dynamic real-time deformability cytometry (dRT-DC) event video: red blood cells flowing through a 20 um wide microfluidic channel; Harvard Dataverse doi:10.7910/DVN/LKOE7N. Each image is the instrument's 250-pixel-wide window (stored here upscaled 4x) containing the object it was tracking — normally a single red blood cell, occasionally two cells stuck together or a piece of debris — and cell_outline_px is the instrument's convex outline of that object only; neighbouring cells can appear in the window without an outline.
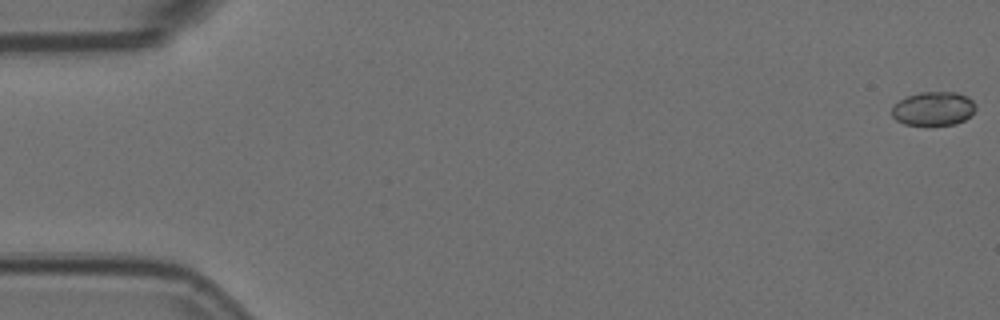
{"species": "Egyptian fruit bat (a non-hibernating species)", "species_latin": "Rousettus aegyptiacus", "temperature_condition": "room temperature", "stored_images_in_passage": 4, "camera_frame_rate_fps": 3000, "um_per_image_px": 0.085, "animal": {"sex": "female"}, "frame": {"image": 1, "passage_image": 1, "time_ms": 0.0, "image_size_px": [1000, 320], "cell_outline_px": [[976, 108], [964, 120], [956, 124], [904, 124], [896, 120], [892, 116], [892, 108], [900, 100], [908, 96], [920, 92], [956, 92], [968, 96], [976, 104]], "centroid_in_image_um": [79.36, 9.22], "position_along_channel_um": 5.6, "area_um2": 16.3}}
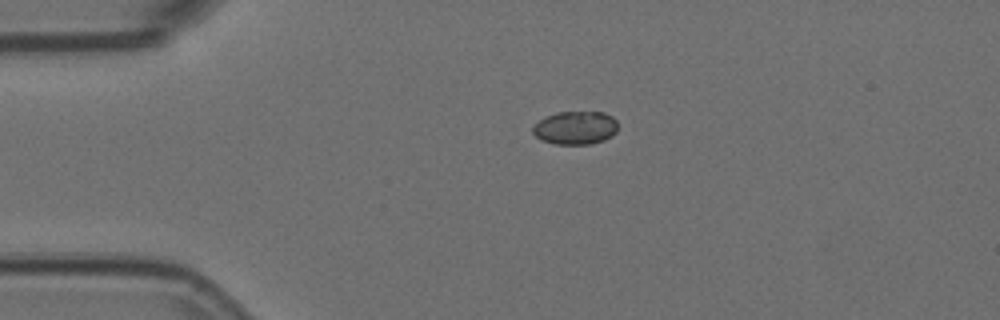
{"frame": {"image": 2, "passage_image": 3, "time_ms": 0.667, "image_size_px": [1000, 320], "cell_outline_px": [[616, 132], [612, 136], [604, 140], [588, 144], [556, 144], [540, 140], [532, 132], [532, 128], [540, 120], [556, 112], [604, 112], [612, 116], [616, 120]], "centroid_in_image_um": [48.91, 10.86], "position_along_channel_um": 36.1, "area_um2": 16.42}}
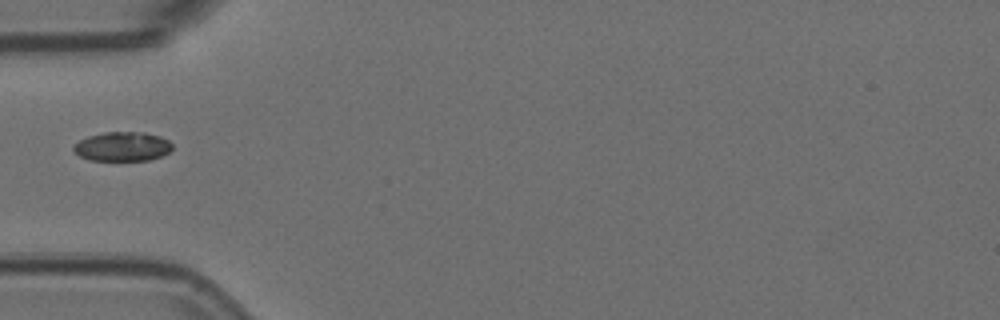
{"frame": {"image": 3, "passage_image": 4, "time_ms": 1.0, "image_size_px": [1000, 320], "cell_outline_px": [[172, 148], [168, 152], [160, 156], [148, 160], [92, 160], [80, 156], [72, 148], [80, 140], [88, 136], [104, 132], [144, 132], [160, 136], [168, 140], [172, 144]], "centroid_in_image_um": [10.42, 12.44], "position_along_channel_um": 74.6, "area_um2": 16.65}}